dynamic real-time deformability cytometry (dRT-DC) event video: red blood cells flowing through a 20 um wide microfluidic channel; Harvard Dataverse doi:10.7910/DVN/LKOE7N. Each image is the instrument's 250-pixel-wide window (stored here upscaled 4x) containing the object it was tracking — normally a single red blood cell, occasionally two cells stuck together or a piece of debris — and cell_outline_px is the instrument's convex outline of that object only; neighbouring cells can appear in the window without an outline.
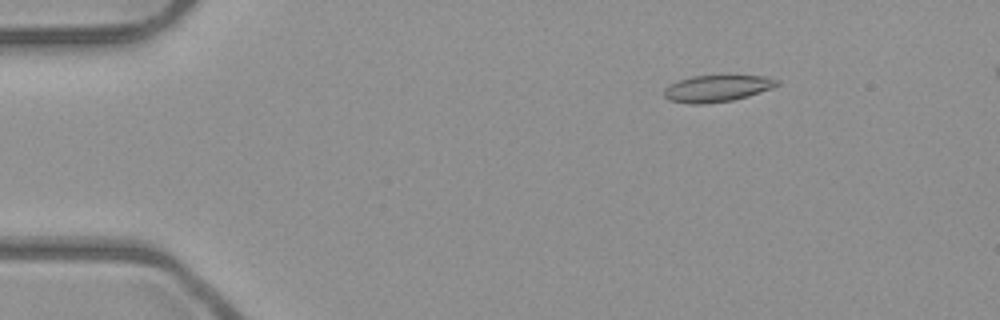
{"species": "common noctule bat (a hibernating species)", "species_latin": "Nyctalus noctula", "temperature_condition": "room temperature", "stored_images_in_passage": 52, "camera_frame_rate_fps": 3000, "um_per_image_px": 0.085, "animal": {"sex": "male", "body_mass_g": 23.1, "forearm_length_mm": 52.7}, "frame": {"image": 1, "passage_image": 8, "time_ms": 2.333, "image_size_px": [1000, 320], "cell_outline_px": [[780, 84], [772, 88], [748, 96], [732, 100], [704, 104], [688, 104], [668, 100], [664, 96], [664, 88], [680, 80], [692, 76], [764, 76], [780, 80]], "centroid_in_image_um": [60.95, 7.53], "position_along_channel_um": 24.0, "area_um2": 17.46}}
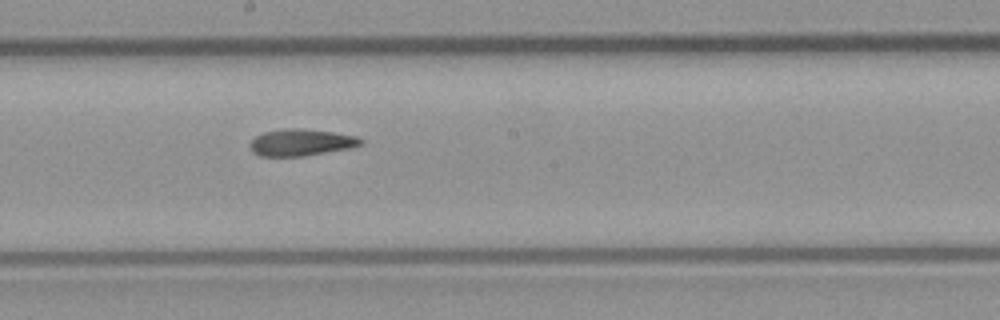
{"frame": {"image": 2, "passage_image": 29, "time_ms": 9.333, "image_size_px": [1000, 320], "cell_outline_px": [[364, 144], [352, 148], [304, 156], [260, 156], [252, 152], [252, 140], [256, 136], [264, 132], [284, 128], [296, 128], [332, 132], [356, 136], [364, 140]], "centroid_in_image_um": [25.64, 12.11], "position_along_channel_um": 222.6, "area_um2": 17.22}}
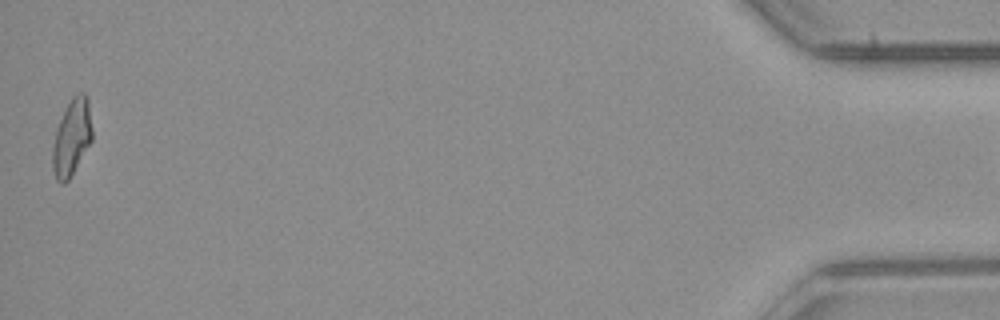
{"frame": {"image": 3, "passage_image": 52, "time_ms": 17.0, "image_size_px": [1000, 320], "cell_outline_px": [[92, 140], [68, 180], [64, 184], [60, 184], [56, 180], [52, 168], [52, 144], [56, 128], [72, 96], [76, 92], [84, 92], [88, 96], [92, 128]], "centroid_in_image_um": [6.09, 11.67], "position_along_channel_um": 429.1, "area_um2": 17.74}, "authors_computed_cell_mechanics": {"area_um2": 17.6579, "velocity_mm_per_s": 3.9762, "shape_relaxation_time_tau1_ms": null, "shape_relaxation_time_tau2_ms": 3.7759, "deformation_change_tau1": null, "deformation_change_tau2": 0.1179}}